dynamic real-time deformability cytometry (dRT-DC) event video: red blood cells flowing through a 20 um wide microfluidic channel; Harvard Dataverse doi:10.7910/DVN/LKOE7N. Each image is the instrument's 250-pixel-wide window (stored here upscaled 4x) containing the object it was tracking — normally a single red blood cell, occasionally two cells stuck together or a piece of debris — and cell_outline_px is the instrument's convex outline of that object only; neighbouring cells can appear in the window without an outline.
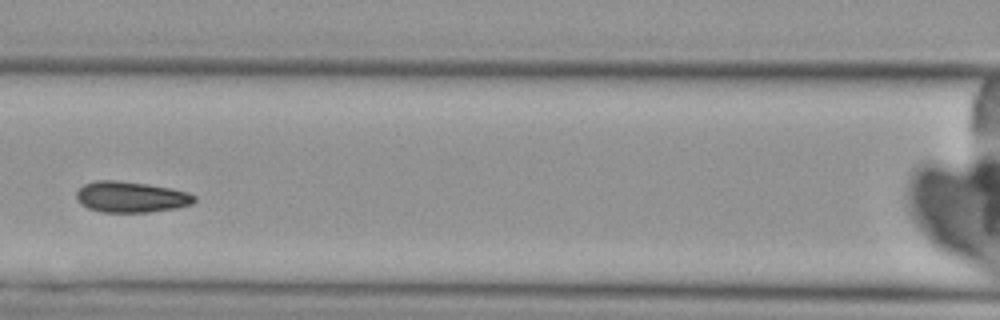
{"species": "Egyptian fruit bat (a non-hibernating species)", "species_latin": "Rousettus aegyptiacus", "temperature_condition": "cold", "stored_images_in_passage": 3, "camera_frame_rate_fps": 3000, "um_per_image_px": 0.085, "animal": {"sex": "female"}, "frame": {"image": 1, "passage_image": 3, "time_ms": 2.333, "image_size_px": [1000, 320], "cell_outline_px": [[196, 200], [192, 204], [176, 208], [148, 212], [100, 212], [88, 208], [80, 204], [76, 200], [76, 192], [84, 184], [96, 180], [116, 180], [144, 184], [168, 188], [188, 192], [196, 196]], "centroid_in_image_um": [11.1, 16.75], "position_along_channel_um": 155.5, "area_um2": 21.21}}